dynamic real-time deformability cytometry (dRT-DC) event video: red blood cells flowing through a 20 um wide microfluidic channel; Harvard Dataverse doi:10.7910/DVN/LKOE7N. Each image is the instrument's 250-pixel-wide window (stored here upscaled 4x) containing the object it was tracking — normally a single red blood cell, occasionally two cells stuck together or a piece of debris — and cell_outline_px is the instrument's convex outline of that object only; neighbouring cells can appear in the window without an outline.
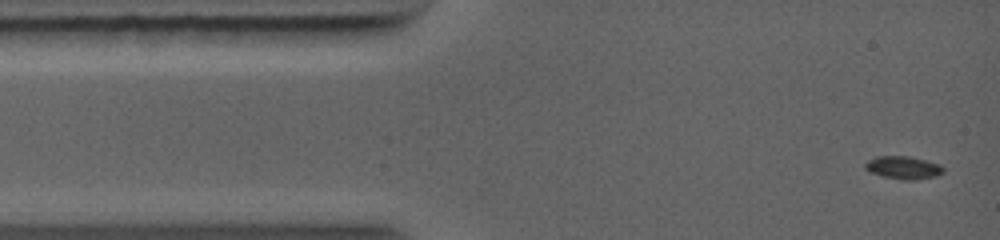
{"species": "common noctule bat (a hibernating species)", "species_latin": "Nyctalus noctula", "temperature_condition": "warm", "stored_images_in_passage": 30, "camera_frame_rate_fps": 5000, "um_per_image_px": 0.085, "animal": {"sex": "female", "body_mass_g": 19.0, "forearm_length_mm": 56.7}, "frame": {"image": 1, "passage_image": 1, "time_ms": 0.0, "image_size_px": [1000, 240], "cell_outline_px": [[944, 172], [936, 176], [912, 180], [904, 180], [884, 176], [872, 172], [864, 168], [864, 164], [868, 160], [876, 156], [908, 156], [940, 164], [944, 168]], "centroid_in_image_um": [76.79, 14.24], "position_along_channel_um": 8.2, "area_um2": 10.29}}
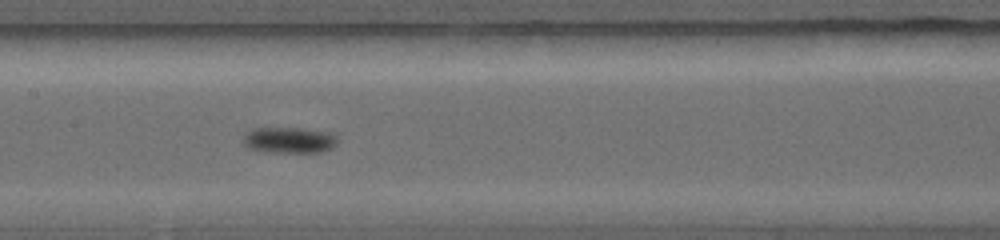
{"frame": {"image": 2, "passage_image": 13, "time_ms": 5.0, "image_size_px": [1000, 240], "cell_outline_px": [[336, 144], [320, 152], [272, 152], [248, 148], [244, 144], [244, 132], [252, 128], [304, 128], [328, 132], [336, 136]], "centroid_in_image_um": [24.53, 11.89], "position_along_channel_um": 182.9, "area_um2": 14.16}}
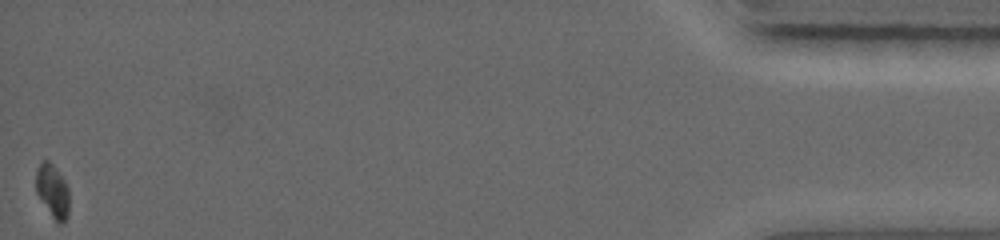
{"frame": {"image": 3, "passage_image": 30, "time_ms": 13.0, "image_size_px": [1000, 240], "cell_outline_px": [[68, 216], [60, 224], [52, 216], [36, 192], [36, 168], [40, 160], [48, 160], [52, 164], [64, 180], [68, 188]], "centroid_in_image_um": [4.44, 16.18], "position_along_channel_um": 430.8, "area_um2": 10.12}}